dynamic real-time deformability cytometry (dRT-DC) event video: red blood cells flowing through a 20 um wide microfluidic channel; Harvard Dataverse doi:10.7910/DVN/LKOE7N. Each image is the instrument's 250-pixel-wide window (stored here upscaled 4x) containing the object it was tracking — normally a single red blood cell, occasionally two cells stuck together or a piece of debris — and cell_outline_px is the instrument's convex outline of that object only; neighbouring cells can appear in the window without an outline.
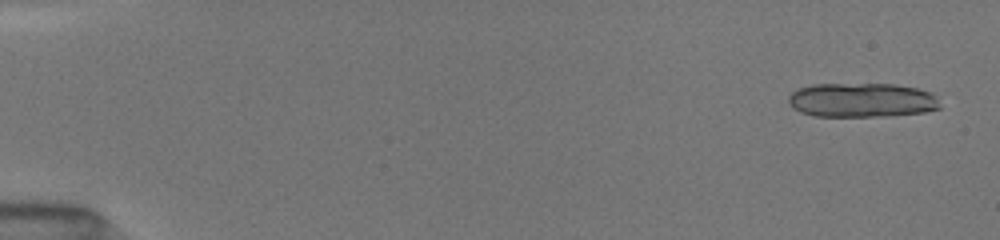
{"species": "common noctule bat (a hibernating species)", "species_latin": "Nyctalus noctula", "temperature_condition": "room temperature", "stored_images_in_passage": 50, "camera_frame_rate_fps": 3000, "um_per_image_px": 0.085, "animal": {"sex": "female", "body_mass_g": 19.5, "forearm_length_mm": 54.1}, "frame": {"image": 1, "passage_image": 1, "time_ms": 0.0, "image_size_px": [1000, 240], "cell_outline_px": [[940, 108], [924, 112], [888, 116], [816, 116], [800, 112], [792, 108], [788, 104], [788, 96], [796, 88], [812, 84], [892, 84], [916, 88], [932, 92], [936, 96], [940, 104]], "centroid_in_image_um": [73.22, 8.51], "position_along_channel_um": 11.8, "area_um2": 30.58}}
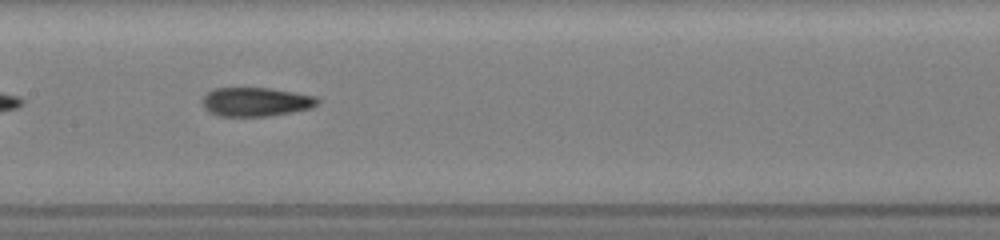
{"frame": {"image": 2, "passage_image": 26, "time_ms": 8.333, "image_size_px": [1000, 240], "cell_outline_px": [[320, 100], [312, 108], [292, 112], [268, 116], [220, 116], [208, 112], [204, 108], [200, 100], [208, 92], [216, 88], [272, 88], [296, 92], [316, 96]], "centroid_in_image_um": [21.74, 8.65], "position_along_channel_um": 185.7, "area_um2": 19.59}}
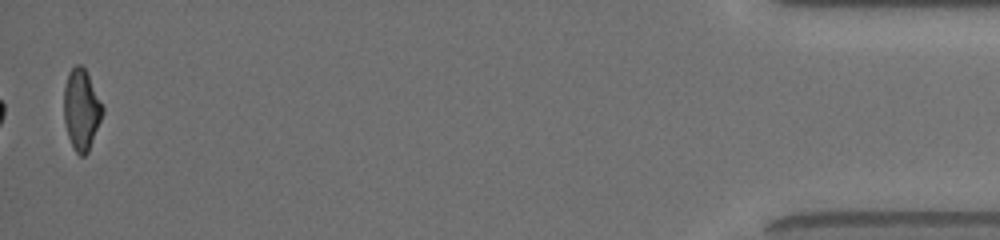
{"frame": {"image": 3, "passage_image": 50, "time_ms": 16.333, "image_size_px": [1000, 240], "cell_outline_px": [[104, 112], [88, 152], [84, 156], [80, 156], [76, 152], [68, 136], [64, 120], [64, 88], [68, 72], [76, 64], [80, 64], [84, 68], [104, 108]], "centroid_in_image_um": [6.91, 9.32], "position_along_channel_um": 428.3, "area_um2": 17.98}, "authors_computed_cell_mechanics": {"area_um2": 19.9121, "velocity_mm_per_s": 4.0539, "shape_relaxation_time_tau1_ms": null, "shape_relaxation_time_tau2_ms": 2.4461, "deformation_change_tau1": null, "deformation_change_tau2": 0.0915}}